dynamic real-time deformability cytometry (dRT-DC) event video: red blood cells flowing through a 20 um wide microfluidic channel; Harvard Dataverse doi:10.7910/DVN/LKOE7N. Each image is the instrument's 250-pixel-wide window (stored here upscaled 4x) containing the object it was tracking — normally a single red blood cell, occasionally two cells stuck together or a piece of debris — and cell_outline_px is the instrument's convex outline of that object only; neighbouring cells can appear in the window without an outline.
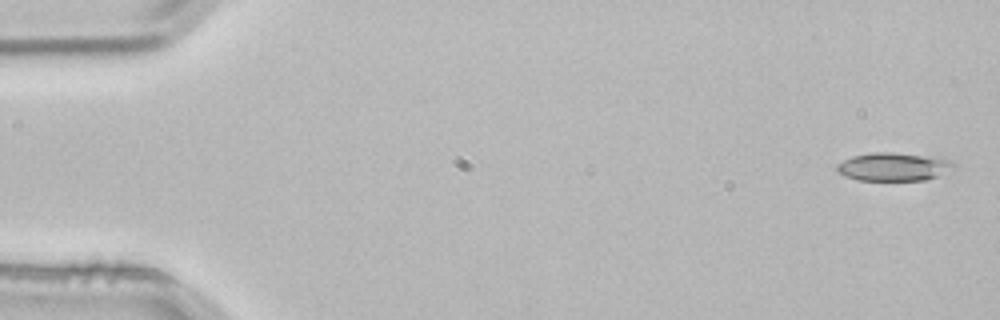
{"species": "common noctule bat (a hibernating species)", "species_latin": "Nyctalus noctula", "temperature_condition": "room temperature", "stored_images_in_passage": 4, "camera_frame_rate_fps": 3000, "um_per_image_px": 0.085, "animal": {"sex": "male", "body_mass_g": 21.5, "forearm_length_mm": 52.0}, "frame": {"image": 1, "passage_image": 1, "time_ms": 0.0, "image_size_px": [1000, 320], "cell_outline_px": [[956, 164], [936, 176], [924, 180], [856, 180], [844, 176], [836, 172], [836, 164], [852, 156], [872, 152], [892, 152], [924, 156], [948, 160]], "centroid_in_image_um": [75.81, 14.18], "position_along_channel_um": 9.2, "area_um2": 18.84}}